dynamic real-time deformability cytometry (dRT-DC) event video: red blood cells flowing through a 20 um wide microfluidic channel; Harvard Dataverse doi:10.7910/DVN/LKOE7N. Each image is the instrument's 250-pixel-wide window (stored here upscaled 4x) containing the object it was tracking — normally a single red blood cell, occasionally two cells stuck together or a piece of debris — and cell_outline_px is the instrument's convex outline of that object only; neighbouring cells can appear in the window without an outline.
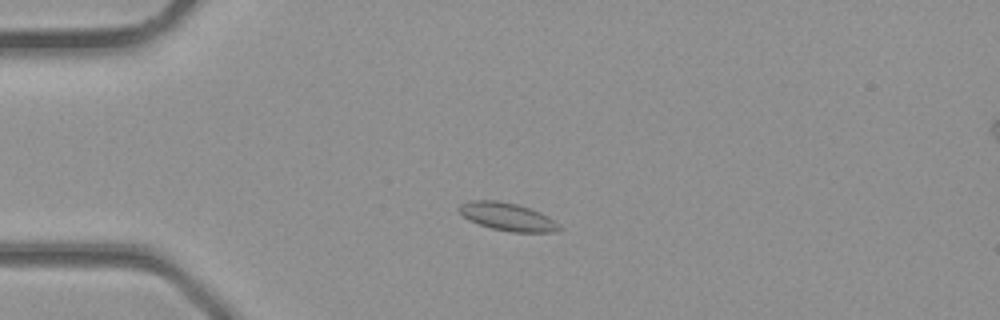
{"species": "common noctule bat (a hibernating species)", "species_latin": "Nyctalus noctula", "temperature_condition": "room temperature", "stored_images_in_passage": 3, "camera_frame_rate_fps": 3000, "um_per_image_px": 0.085, "animal": {"sex": "male", "body_mass_g": 23.1, "forearm_length_mm": 52.7}, "frame": {"image": 1, "passage_image": 3, "time_ms": 0.667, "image_size_px": [1000, 320], "cell_outline_px": [[564, 228], [552, 232], [508, 232], [492, 228], [468, 220], [456, 208], [460, 204], [472, 200], [500, 200], [516, 204], [540, 212], [548, 216], [560, 224]], "centroid_in_image_um": [43.14, 18.42], "position_along_channel_um": 41.9, "area_um2": 16.36}}